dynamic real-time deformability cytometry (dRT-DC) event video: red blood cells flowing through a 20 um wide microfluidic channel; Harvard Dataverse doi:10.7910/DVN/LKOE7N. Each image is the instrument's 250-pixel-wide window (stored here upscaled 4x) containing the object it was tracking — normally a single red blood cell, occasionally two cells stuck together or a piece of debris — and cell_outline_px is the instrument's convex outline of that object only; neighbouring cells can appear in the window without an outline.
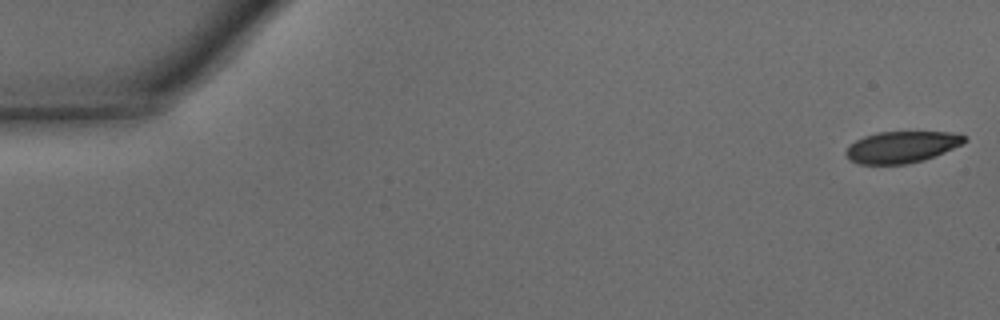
{"species": "common noctule bat (a hibernating species)", "species_latin": "Nyctalus noctula", "temperature_condition": "warm", "stored_images_in_passage": 46, "camera_frame_rate_fps": 3000, "um_per_image_px": 0.085, "animal": {"sex": "male", "body_mass_g": 15.6}, "frame": {"image": 1, "passage_image": 1, "time_ms": 0.0, "image_size_px": [1000, 320], "cell_outline_px": [[968, 140], [944, 152], [924, 160], [908, 164], [860, 164], [848, 160], [844, 152], [848, 144], [864, 136], [876, 132], [952, 132], [968, 136]], "centroid_in_image_um": [76.6, 12.49], "position_along_channel_um": 8.4, "area_um2": 21.96}}
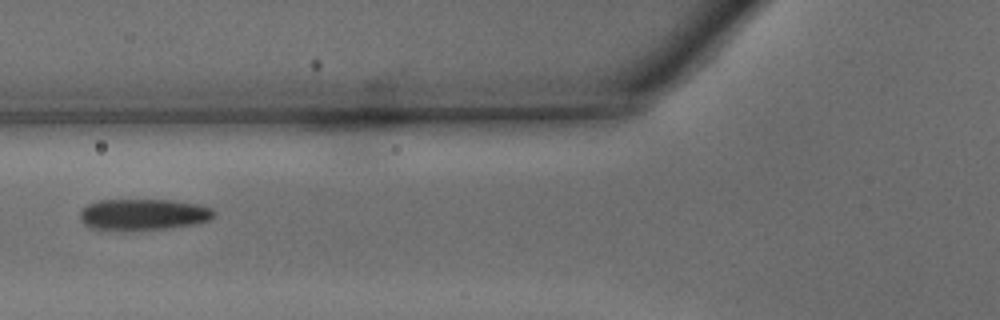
{"frame": {"image": 2, "passage_image": 18, "time_ms": 5.667, "image_size_px": [1000, 320], "cell_outline_px": [[216, 212], [208, 220], [192, 224], [168, 228], [92, 228], [84, 224], [80, 220], [80, 212], [88, 204], [100, 200], [172, 200], [196, 204], [212, 208]], "centroid_in_image_um": [12.19, 18.19], "position_along_channel_um": 113.6, "area_um2": 23.52}}
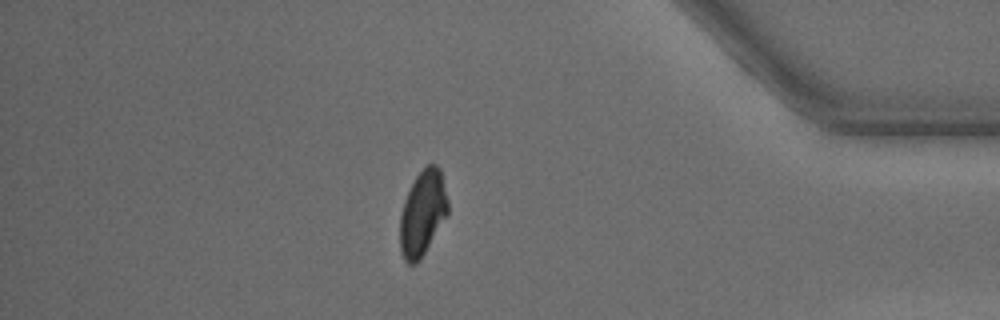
{"frame": {"image": 3, "passage_image": 40, "time_ms": 13.0, "image_size_px": [1000, 320], "cell_outline_px": [[448, 212], [420, 260], [416, 264], [408, 264], [404, 260], [400, 248], [400, 216], [404, 200], [416, 176], [428, 164], [436, 164], [440, 168], [448, 200]], "centroid_in_image_um": [35.91, 18.12], "position_along_channel_um": 399.3, "area_um2": 23.52}, "authors_computed_cell_mechanics": {"area_um2": 24.1893, "velocity_mm_per_s": 4.363, "shape_relaxation_time_tau1_ms": 2.406, "shape_relaxation_time_tau2_ms": 2.0464, "deformation_change_tau1": 0.1235, "deformation_change_tau2": 0.0799}}